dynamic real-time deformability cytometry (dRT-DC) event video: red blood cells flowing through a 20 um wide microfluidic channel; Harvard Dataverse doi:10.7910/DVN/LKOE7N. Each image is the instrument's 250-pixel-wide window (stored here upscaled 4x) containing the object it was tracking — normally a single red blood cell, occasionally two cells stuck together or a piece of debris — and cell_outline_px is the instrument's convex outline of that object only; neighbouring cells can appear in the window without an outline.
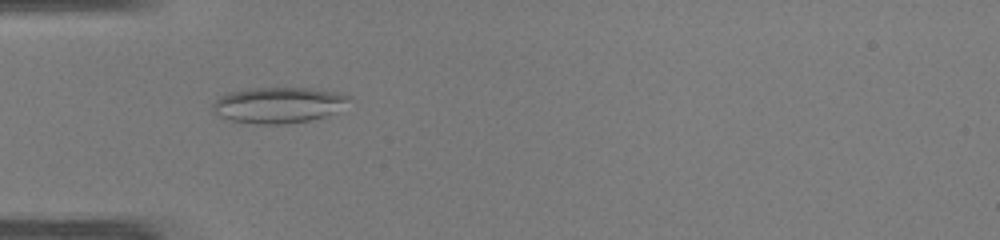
{"species": "common noctule bat (a hibernating species)", "species_latin": "Nyctalus noctula", "temperature_condition": "warm", "stored_images_in_passage": 36, "camera_frame_rate_fps": 3000, "um_per_image_px": 0.085, "animal": {"sex": "male", "body_mass_g": 19.0, "forearm_length_mm": 50.8}, "frame": {"image": 1, "passage_image": 4, "time_ms": 1.0, "image_size_px": [1000, 240], "cell_outline_px": [[352, 96], [348, 100], [328, 116], [308, 120], [284, 124], [260, 124], [232, 120], [220, 116], [212, 108], [212, 104], [220, 96], [228, 92], [252, 88], [308, 88], [332, 92]], "centroid_in_image_um": [23.62, 8.92], "position_along_channel_um": 61.4, "area_um2": 27.92}}
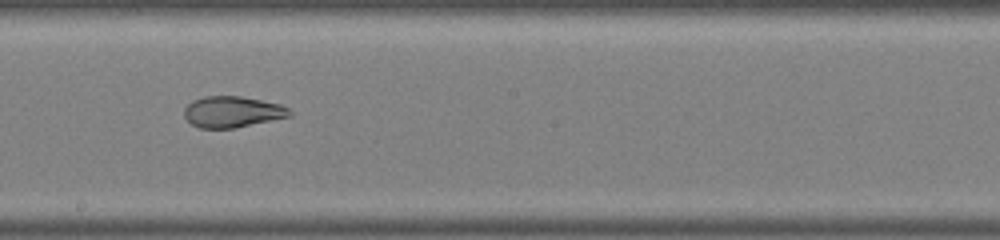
{"frame": {"image": 2, "passage_image": 16, "time_ms": 5.0, "image_size_px": [1000, 240], "cell_outline_px": [[292, 116], [232, 128], [200, 128], [192, 124], [184, 116], [184, 108], [192, 100], [204, 96], [240, 96], [280, 104], [288, 108], [292, 112]], "centroid_in_image_um": [19.74, 9.5], "position_along_channel_um": 228.5, "area_um2": 19.02}}
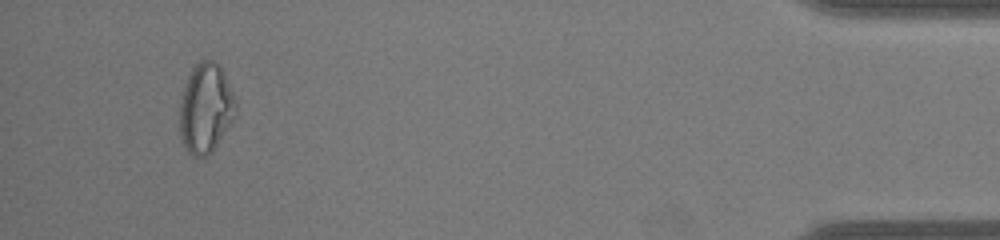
{"frame": {"image": 3, "passage_image": 34, "time_ms": 11.0, "image_size_px": [1000, 240], "cell_outline_px": [[236, 116], [208, 156], [192, 156], [188, 152], [180, 136], [180, 104], [184, 88], [188, 76], [192, 68], [200, 60], [212, 60], [220, 64], [224, 72], [232, 92], [236, 104]], "centroid_in_image_um": [17.49, 9.18], "position_along_channel_um": 417.7, "area_um2": 29.07}, "authors_computed_cell_mechanics": {"area_um2": 22.6287, "velocity_mm_per_s": 4.2639, "shape_relaxation_time_tau1_ms": null, "shape_relaxation_time_tau2_ms": 1.3921, "deformation_change_tau1": null, "deformation_change_tau2": 0.0586}}